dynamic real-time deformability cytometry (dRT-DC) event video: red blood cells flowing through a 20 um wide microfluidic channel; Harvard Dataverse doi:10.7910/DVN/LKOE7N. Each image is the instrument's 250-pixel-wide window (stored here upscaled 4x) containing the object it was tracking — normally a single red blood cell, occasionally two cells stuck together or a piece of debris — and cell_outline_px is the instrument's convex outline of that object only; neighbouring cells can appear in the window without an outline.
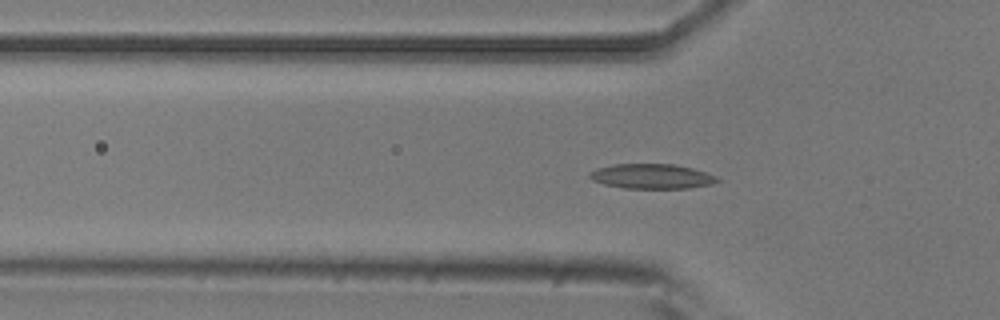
{"species": "common noctule bat (a hibernating species)", "species_latin": "Nyctalus noctula", "temperature_condition": "room temperature", "stored_images_in_passage": 19, "camera_frame_rate_fps": 3000, "um_per_image_px": 0.085, "animal": {"sex": "male", "body_mass_g": 20.5, "forearm_length_mm": 52.5}, "frame": {"image": 1, "passage_image": 7, "time_ms": 2.0, "image_size_px": [1000, 320], "cell_outline_px": [[720, 180], [712, 184], [688, 188], [624, 188], [604, 184], [592, 180], [588, 176], [588, 172], [596, 168], [616, 164], [672, 164], [692, 168], [716, 176]], "centroid_in_image_um": [55.36, 14.98], "position_along_channel_um": 70.4, "area_um2": 18.38}}
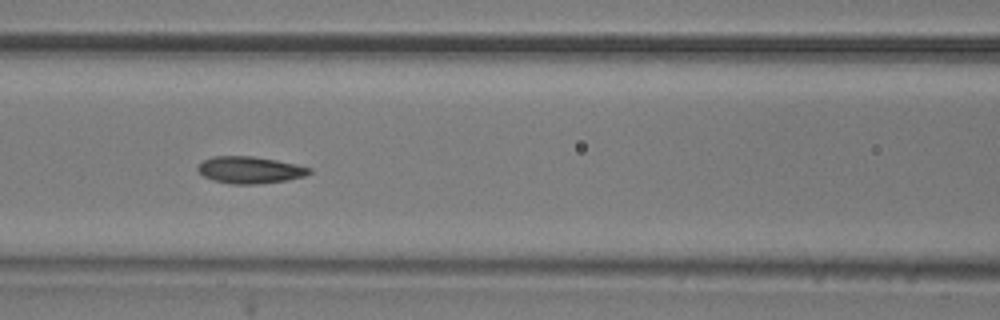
{"frame": {"image": 2, "passage_image": 13, "time_ms": 4.0, "image_size_px": [1000, 320], "cell_outline_px": [[312, 172], [304, 176], [288, 180], [256, 184], [232, 184], [212, 180], [204, 176], [196, 168], [204, 160], [212, 156], [252, 156], [276, 160], [296, 164], [312, 168]], "centroid_in_image_um": [21.25, 14.44], "position_along_channel_um": 145.3, "area_um2": 17.46}}
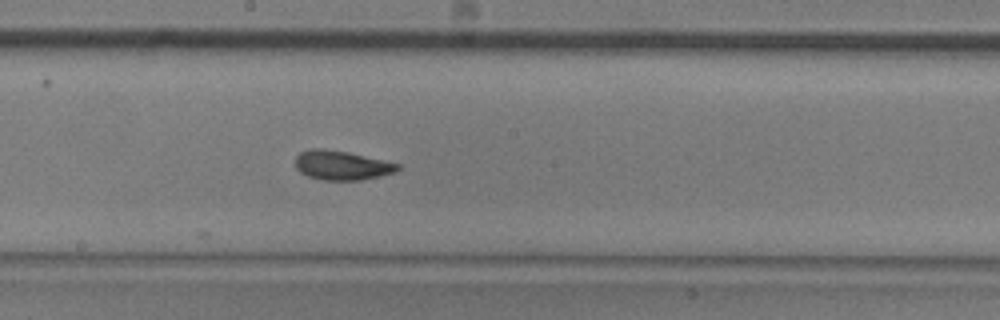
{"frame": {"image": 3, "passage_image": 19, "time_ms": 6.0, "image_size_px": [1000, 320], "cell_outline_px": [[400, 168], [396, 172], [380, 176], [360, 180], [324, 180], [308, 176], [300, 172], [296, 168], [296, 156], [300, 152], [312, 148], [320, 148], [348, 152], [400, 164]], "centroid_in_image_um": [29.05, 14.05], "position_along_channel_um": 219.2, "area_um2": 17.4}}